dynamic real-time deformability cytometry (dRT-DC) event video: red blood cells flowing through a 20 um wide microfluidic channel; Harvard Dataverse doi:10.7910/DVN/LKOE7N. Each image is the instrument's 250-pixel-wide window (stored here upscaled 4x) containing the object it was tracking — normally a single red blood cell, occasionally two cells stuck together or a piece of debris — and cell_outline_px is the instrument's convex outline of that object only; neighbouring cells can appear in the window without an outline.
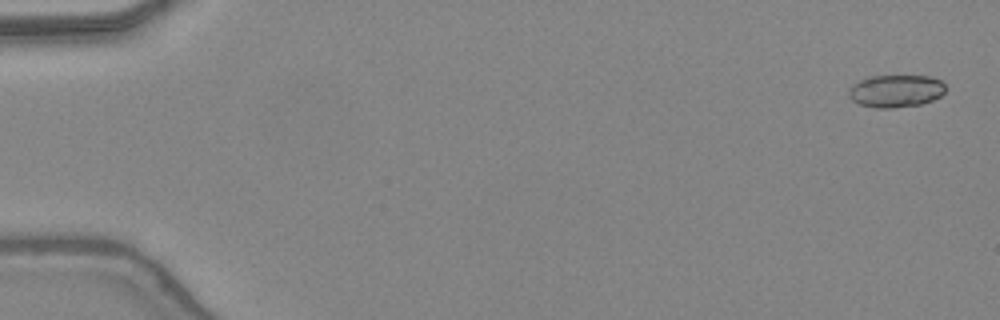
{"species": "common noctule bat (a hibernating species)", "species_latin": "Nyctalus noctula", "temperature_condition": "warm", "stored_images_in_passage": 37, "camera_frame_rate_fps": 3000, "um_per_image_px": 0.085, "animal": {"sex": "female", "body_mass_g": 24.6, "forearm_length_mm": 56.2}, "frame": {"image": 1, "passage_image": 1, "time_ms": 0.0, "image_size_px": [1000, 320], "cell_outline_px": [[944, 92], [940, 96], [932, 100], [920, 104], [892, 108], [876, 108], [860, 104], [852, 100], [848, 96], [848, 92], [860, 80], [868, 76], [928, 76], [940, 80], [944, 84]], "centroid_in_image_um": [76.15, 7.73], "position_along_channel_um": 8.9, "area_um2": 18.09}}
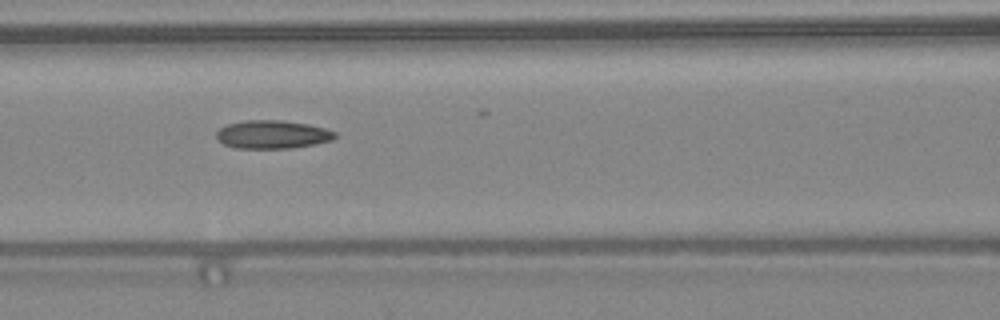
{"frame": {"image": 2, "passage_image": 21, "time_ms": 6.667, "image_size_px": [1000, 320], "cell_outline_px": [[336, 136], [332, 140], [316, 144], [292, 148], [236, 148], [224, 144], [216, 136], [216, 132], [220, 128], [228, 124], [244, 120], [280, 120], [308, 124], [324, 128], [336, 132]], "centroid_in_image_um": [23.17, 11.43], "position_along_channel_um": 143.4, "area_um2": 19.48}}
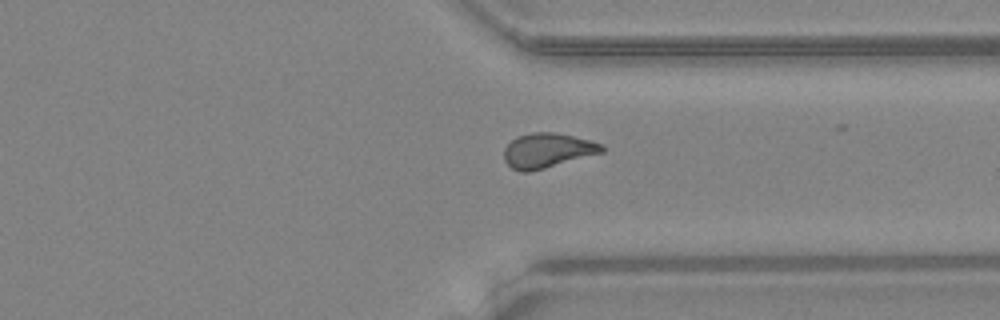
{"frame": {"image": 3, "passage_image": 36, "time_ms": 11.667, "image_size_px": [1000, 320], "cell_outline_px": [[604, 152], [544, 168], [528, 172], [520, 172], [512, 168], [504, 160], [504, 148], [516, 136], [532, 132], [552, 132], [592, 140], [604, 144]], "centroid_in_image_um": [46.53, 12.78], "position_along_channel_um": 364.9, "area_um2": 19.77}}